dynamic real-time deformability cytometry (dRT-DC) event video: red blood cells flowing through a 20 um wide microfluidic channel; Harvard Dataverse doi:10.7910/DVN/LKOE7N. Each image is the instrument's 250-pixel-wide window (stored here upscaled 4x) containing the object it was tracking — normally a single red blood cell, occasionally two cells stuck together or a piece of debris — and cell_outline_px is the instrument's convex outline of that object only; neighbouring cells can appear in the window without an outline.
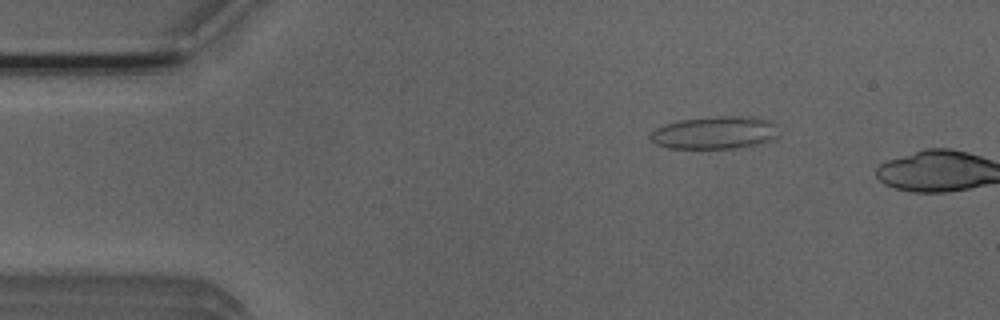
{"species": "Egyptian fruit bat (a non-hibernating species)", "species_latin": "Rousettus aegyptiacus", "temperature_condition": "room temperature", "stored_images_in_passage": 6, "camera_frame_rate_fps": 3000, "um_per_image_px": 0.085, "animal": {"sex": "male"}, "frame": {"image": 1, "passage_image": 4, "time_ms": 1.0, "image_size_px": [1000, 320], "cell_outline_px": [[776, 136], [768, 140], [756, 144], [736, 148], [668, 148], [656, 144], [648, 140], [648, 136], [656, 128], [664, 124], [676, 120], [708, 116], [736, 116], [768, 120], [776, 124]], "centroid_in_image_um": [60.65, 11.27], "position_along_channel_um": 24.4, "area_um2": 24.39}}